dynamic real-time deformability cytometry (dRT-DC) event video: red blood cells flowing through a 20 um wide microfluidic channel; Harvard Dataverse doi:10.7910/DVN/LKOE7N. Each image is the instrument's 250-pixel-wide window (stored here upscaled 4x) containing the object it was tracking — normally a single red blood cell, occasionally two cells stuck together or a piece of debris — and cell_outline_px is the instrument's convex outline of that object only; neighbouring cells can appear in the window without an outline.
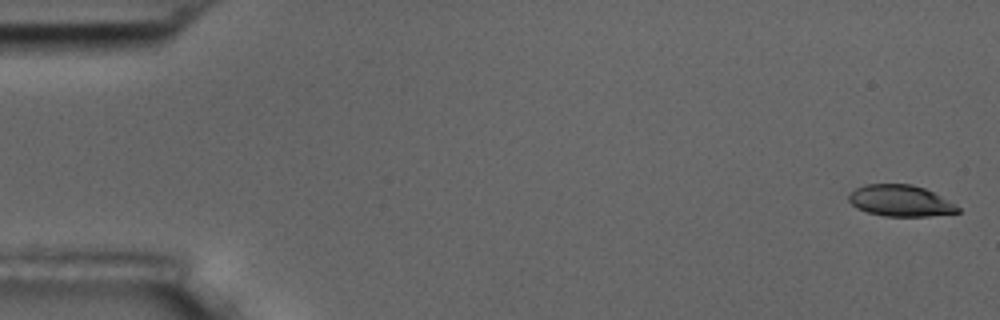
{"species": "common noctule bat (a hibernating species)", "species_latin": "Nyctalus noctula", "temperature_condition": "room temperature", "stored_images_in_passage": 6, "camera_frame_rate_fps": 3000, "um_per_image_px": 0.085, "animal": {"sex": "male", "body_mass_g": 17.5, "forearm_length_mm": 52.3}, "frame": {"image": 1, "passage_image": 1, "time_ms": 0.0, "image_size_px": [1000, 320], "cell_outline_px": [[960, 212], [928, 216], [884, 216], [868, 212], [856, 208], [848, 200], [848, 196], [856, 188], [864, 184], [912, 184], [924, 188], [956, 204], [960, 208]], "centroid_in_image_um": [76.53, 17.06], "position_along_channel_um": 8.5, "area_um2": 19.83}}
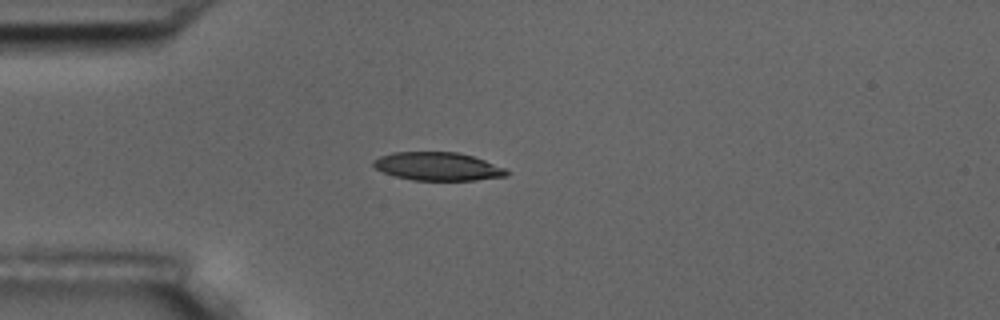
{"frame": {"image": 2, "passage_image": 5, "time_ms": 4.667, "image_size_px": [1000, 320], "cell_outline_px": [[508, 176], [476, 180], [412, 180], [396, 176], [384, 172], [376, 168], [372, 164], [372, 160], [380, 156], [392, 152], [456, 152], [472, 156], [484, 160], [504, 168], [508, 172]], "centroid_in_image_um": [37.19, 14.14], "position_along_channel_um": 47.8, "area_um2": 21.79}}